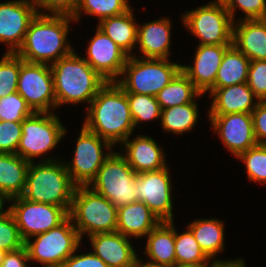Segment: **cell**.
I'll use <instances>...</instances> for the list:
<instances>
[{"label": "cell", "mask_w": 266, "mask_h": 267, "mask_svg": "<svg viewBox=\"0 0 266 267\" xmlns=\"http://www.w3.org/2000/svg\"><path fill=\"white\" fill-rule=\"evenodd\" d=\"M84 127L112 146L123 143L135 129L127 94L116 81L106 82L89 104Z\"/></svg>", "instance_id": "1"}, {"label": "cell", "mask_w": 266, "mask_h": 267, "mask_svg": "<svg viewBox=\"0 0 266 267\" xmlns=\"http://www.w3.org/2000/svg\"><path fill=\"white\" fill-rule=\"evenodd\" d=\"M74 21L70 15L43 14L38 11L30 22L23 43L15 53L24 61L32 63H55L69 55L74 49L66 42L69 22Z\"/></svg>", "instance_id": "2"}, {"label": "cell", "mask_w": 266, "mask_h": 267, "mask_svg": "<svg viewBox=\"0 0 266 267\" xmlns=\"http://www.w3.org/2000/svg\"><path fill=\"white\" fill-rule=\"evenodd\" d=\"M54 78L57 107L65 103H91L99 89L107 82L84 58L73 50L50 65Z\"/></svg>", "instance_id": "3"}, {"label": "cell", "mask_w": 266, "mask_h": 267, "mask_svg": "<svg viewBox=\"0 0 266 267\" xmlns=\"http://www.w3.org/2000/svg\"><path fill=\"white\" fill-rule=\"evenodd\" d=\"M45 159L36 165L30 162L23 198L65 208L71 207L76 185L72 182L66 166L61 161Z\"/></svg>", "instance_id": "4"}, {"label": "cell", "mask_w": 266, "mask_h": 267, "mask_svg": "<svg viewBox=\"0 0 266 267\" xmlns=\"http://www.w3.org/2000/svg\"><path fill=\"white\" fill-rule=\"evenodd\" d=\"M117 211L115 205L89 186H76L68 215L82 240L86 233L90 237L115 232Z\"/></svg>", "instance_id": "5"}, {"label": "cell", "mask_w": 266, "mask_h": 267, "mask_svg": "<svg viewBox=\"0 0 266 267\" xmlns=\"http://www.w3.org/2000/svg\"><path fill=\"white\" fill-rule=\"evenodd\" d=\"M168 60L129 56L121 75L124 78L116 82L125 93L156 96L181 71L182 65Z\"/></svg>", "instance_id": "6"}, {"label": "cell", "mask_w": 266, "mask_h": 267, "mask_svg": "<svg viewBox=\"0 0 266 267\" xmlns=\"http://www.w3.org/2000/svg\"><path fill=\"white\" fill-rule=\"evenodd\" d=\"M136 176L123 154L111 152L88 186L119 208L138 201Z\"/></svg>", "instance_id": "7"}, {"label": "cell", "mask_w": 266, "mask_h": 267, "mask_svg": "<svg viewBox=\"0 0 266 267\" xmlns=\"http://www.w3.org/2000/svg\"><path fill=\"white\" fill-rule=\"evenodd\" d=\"M32 237H36L34 242L27 239L24 243L29 260L43 267H61L79 249L81 240L69 217L59 226Z\"/></svg>", "instance_id": "8"}, {"label": "cell", "mask_w": 266, "mask_h": 267, "mask_svg": "<svg viewBox=\"0 0 266 267\" xmlns=\"http://www.w3.org/2000/svg\"><path fill=\"white\" fill-rule=\"evenodd\" d=\"M21 130L16 154L28 162L53 150L66 133L65 126L52 112H34L22 121Z\"/></svg>", "instance_id": "9"}, {"label": "cell", "mask_w": 266, "mask_h": 267, "mask_svg": "<svg viewBox=\"0 0 266 267\" xmlns=\"http://www.w3.org/2000/svg\"><path fill=\"white\" fill-rule=\"evenodd\" d=\"M182 21L199 38V45L232 44L234 22L224 3L211 2L185 12Z\"/></svg>", "instance_id": "10"}, {"label": "cell", "mask_w": 266, "mask_h": 267, "mask_svg": "<svg viewBox=\"0 0 266 267\" xmlns=\"http://www.w3.org/2000/svg\"><path fill=\"white\" fill-rule=\"evenodd\" d=\"M9 201H13L9 209L24 241L59 226L69 217L68 211L60 206L32 202L22 196Z\"/></svg>", "instance_id": "11"}, {"label": "cell", "mask_w": 266, "mask_h": 267, "mask_svg": "<svg viewBox=\"0 0 266 267\" xmlns=\"http://www.w3.org/2000/svg\"><path fill=\"white\" fill-rule=\"evenodd\" d=\"M17 92L34 112H49L57 107L50 65L27 62L20 57Z\"/></svg>", "instance_id": "12"}, {"label": "cell", "mask_w": 266, "mask_h": 267, "mask_svg": "<svg viewBox=\"0 0 266 267\" xmlns=\"http://www.w3.org/2000/svg\"><path fill=\"white\" fill-rule=\"evenodd\" d=\"M103 146L108 150L112 148L108 141L82 126L76 142L74 157L69 164L64 162L70 178L76 186H88L96 177L104 160L112 152L110 150L109 153L103 154Z\"/></svg>", "instance_id": "13"}, {"label": "cell", "mask_w": 266, "mask_h": 267, "mask_svg": "<svg viewBox=\"0 0 266 267\" xmlns=\"http://www.w3.org/2000/svg\"><path fill=\"white\" fill-rule=\"evenodd\" d=\"M167 167L136 176L138 201L144 202L161 222H172V187Z\"/></svg>", "instance_id": "14"}, {"label": "cell", "mask_w": 266, "mask_h": 267, "mask_svg": "<svg viewBox=\"0 0 266 267\" xmlns=\"http://www.w3.org/2000/svg\"><path fill=\"white\" fill-rule=\"evenodd\" d=\"M38 11L32 0L0 3V42L8 44L6 53L15 54L19 50Z\"/></svg>", "instance_id": "15"}, {"label": "cell", "mask_w": 266, "mask_h": 267, "mask_svg": "<svg viewBox=\"0 0 266 267\" xmlns=\"http://www.w3.org/2000/svg\"><path fill=\"white\" fill-rule=\"evenodd\" d=\"M214 132H217L224 146L238 157L249 148L256 146L251 113L209 115Z\"/></svg>", "instance_id": "16"}, {"label": "cell", "mask_w": 266, "mask_h": 267, "mask_svg": "<svg viewBox=\"0 0 266 267\" xmlns=\"http://www.w3.org/2000/svg\"><path fill=\"white\" fill-rule=\"evenodd\" d=\"M87 55L85 61L107 82L118 80L129 57L98 27L90 40Z\"/></svg>", "instance_id": "17"}, {"label": "cell", "mask_w": 266, "mask_h": 267, "mask_svg": "<svg viewBox=\"0 0 266 267\" xmlns=\"http://www.w3.org/2000/svg\"><path fill=\"white\" fill-rule=\"evenodd\" d=\"M232 44L198 45L194 65H182L181 71L194 86L205 94L214 84L225 51Z\"/></svg>", "instance_id": "18"}, {"label": "cell", "mask_w": 266, "mask_h": 267, "mask_svg": "<svg viewBox=\"0 0 266 267\" xmlns=\"http://www.w3.org/2000/svg\"><path fill=\"white\" fill-rule=\"evenodd\" d=\"M94 254L100 257L108 267H133L137 254L129 237L121 233H98L89 237Z\"/></svg>", "instance_id": "19"}, {"label": "cell", "mask_w": 266, "mask_h": 267, "mask_svg": "<svg viewBox=\"0 0 266 267\" xmlns=\"http://www.w3.org/2000/svg\"><path fill=\"white\" fill-rule=\"evenodd\" d=\"M207 92H210L213 98L209 115L251 113L258 104V98L253 94L247 82L224 88H210Z\"/></svg>", "instance_id": "20"}, {"label": "cell", "mask_w": 266, "mask_h": 267, "mask_svg": "<svg viewBox=\"0 0 266 267\" xmlns=\"http://www.w3.org/2000/svg\"><path fill=\"white\" fill-rule=\"evenodd\" d=\"M127 138L122 145L126 149L125 159L135 173H144L163 169L166 166L165 155L161 147L148 136L138 135L135 139Z\"/></svg>", "instance_id": "21"}, {"label": "cell", "mask_w": 266, "mask_h": 267, "mask_svg": "<svg viewBox=\"0 0 266 267\" xmlns=\"http://www.w3.org/2000/svg\"><path fill=\"white\" fill-rule=\"evenodd\" d=\"M233 23L232 44L247 58L266 60V19H239Z\"/></svg>", "instance_id": "22"}, {"label": "cell", "mask_w": 266, "mask_h": 267, "mask_svg": "<svg viewBox=\"0 0 266 267\" xmlns=\"http://www.w3.org/2000/svg\"><path fill=\"white\" fill-rule=\"evenodd\" d=\"M171 23L166 17L138 25L137 43L142 58L170 59Z\"/></svg>", "instance_id": "23"}, {"label": "cell", "mask_w": 266, "mask_h": 267, "mask_svg": "<svg viewBox=\"0 0 266 267\" xmlns=\"http://www.w3.org/2000/svg\"><path fill=\"white\" fill-rule=\"evenodd\" d=\"M160 222L144 202L137 201L118 208L116 231L127 237L141 238Z\"/></svg>", "instance_id": "24"}, {"label": "cell", "mask_w": 266, "mask_h": 267, "mask_svg": "<svg viewBox=\"0 0 266 267\" xmlns=\"http://www.w3.org/2000/svg\"><path fill=\"white\" fill-rule=\"evenodd\" d=\"M144 254L151 262L176 267L174 222H160L147 234Z\"/></svg>", "instance_id": "25"}, {"label": "cell", "mask_w": 266, "mask_h": 267, "mask_svg": "<svg viewBox=\"0 0 266 267\" xmlns=\"http://www.w3.org/2000/svg\"><path fill=\"white\" fill-rule=\"evenodd\" d=\"M29 164L18 154L0 153V191L9 199L23 194Z\"/></svg>", "instance_id": "26"}, {"label": "cell", "mask_w": 266, "mask_h": 267, "mask_svg": "<svg viewBox=\"0 0 266 267\" xmlns=\"http://www.w3.org/2000/svg\"><path fill=\"white\" fill-rule=\"evenodd\" d=\"M97 27L128 56H132L131 51L137 44L138 24L134 21L131 8L121 15L101 20Z\"/></svg>", "instance_id": "27"}, {"label": "cell", "mask_w": 266, "mask_h": 267, "mask_svg": "<svg viewBox=\"0 0 266 267\" xmlns=\"http://www.w3.org/2000/svg\"><path fill=\"white\" fill-rule=\"evenodd\" d=\"M249 64L247 56L232 44L225 51L215 84L211 88H224L247 82Z\"/></svg>", "instance_id": "28"}, {"label": "cell", "mask_w": 266, "mask_h": 267, "mask_svg": "<svg viewBox=\"0 0 266 267\" xmlns=\"http://www.w3.org/2000/svg\"><path fill=\"white\" fill-rule=\"evenodd\" d=\"M201 250L210 259L224 249V224L218 219H196L187 226Z\"/></svg>", "instance_id": "29"}, {"label": "cell", "mask_w": 266, "mask_h": 267, "mask_svg": "<svg viewBox=\"0 0 266 267\" xmlns=\"http://www.w3.org/2000/svg\"><path fill=\"white\" fill-rule=\"evenodd\" d=\"M201 95L189 78L180 71L155 97L162 110L194 102V98Z\"/></svg>", "instance_id": "30"}, {"label": "cell", "mask_w": 266, "mask_h": 267, "mask_svg": "<svg viewBox=\"0 0 266 267\" xmlns=\"http://www.w3.org/2000/svg\"><path fill=\"white\" fill-rule=\"evenodd\" d=\"M198 105L191 102L161 110V125L164 131L182 134L192 131L198 120Z\"/></svg>", "instance_id": "31"}, {"label": "cell", "mask_w": 266, "mask_h": 267, "mask_svg": "<svg viewBox=\"0 0 266 267\" xmlns=\"http://www.w3.org/2000/svg\"><path fill=\"white\" fill-rule=\"evenodd\" d=\"M175 256L176 267H207L210 260L188 227L182 234L175 228Z\"/></svg>", "instance_id": "32"}, {"label": "cell", "mask_w": 266, "mask_h": 267, "mask_svg": "<svg viewBox=\"0 0 266 267\" xmlns=\"http://www.w3.org/2000/svg\"><path fill=\"white\" fill-rule=\"evenodd\" d=\"M131 8L127 0H78L72 18L76 22L83 11L85 14L99 17V21L121 15ZM82 10V11H81Z\"/></svg>", "instance_id": "33"}, {"label": "cell", "mask_w": 266, "mask_h": 267, "mask_svg": "<svg viewBox=\"0 0 266 267\" xmlns=\"http://www.w3.org/2000/svg\"><path fill=\"white\" fill-rule=\"evenodd\" d=\"M134 126L141 121L161 118V108L155 96L126 93Z\"/></svg>", "instance_id": "34"}, {"label": "cell", "mask_w": 266, "mask_h": 267, "mask_svg": "<svg viewBox=\"0 0 266 267\" xmlns=\"http://www.w3.org/2000/svg\"><path fill=\"white\" fill-rule=\"evenodd\" d=\"M237 158L244 162L250 181L266 183V144H257Z\"/></svg>", "instance_id": "35"}, {"label": "cell", "mask_w": 266, "mask_h": 267, "mask_svg": "<svg viewBox=\"0 0 266 267\" xmlns=\"http://www.w3.org/2000/svg\"><path fill=\"white\" fill-rule=\"evenodd\" d=\"M20 73V57L6 53L0 60V98L17 92Z\"/></svg>", "instance_id": "36"}, {"label": "cell", "mask_w": 266, "mask_h": 267, "mask_svg": "<svg viewBox=\"0 0 266 267\" xmlns=\"http://www.w3.org/2000/svg\"><path fill=\"white\" fill-rule=\"evenodd\" d=\"M33 113L34 111L18 92L0 98V121L22 122Z\"/></svg>", "instance_id": "37"}, {"label": "cell", "mask_w": 266, "mask_h": 267, "mask_svg": "<svg viewBox=\"0 0 266 267\" xmlns=\"http://www.w3.org/2000/svg\"><path fill=\"white\" fill-rule=\"evenodd\" d=\"M24 243L11 210L6 209L0 214V249L15 251L23 247Z\"/></svg>", "instance_id": "38"}, {"label": "cell", "mask_w": 266, "mask_h": 267, "mask_svg": "<svg viewBox=\"0 0 266 267\" xmlns=\"http://www.w3.org/2000/svg\"><path fill=\"white\" fill-rule=\"evenodd\" d=\"M224 5L233 22L237 7L246 14L243 19H266V0H226Z\"/></svg>", "instance_id": "39"}, {"label": "cell", "mask_w": 266, "mask_h": 267, "mask_svg": "<svg viewBox=\"0 0 266 267\" xmlns=\"http://www.w3.org/2000/svg\"><path fill=\"white\" fill-rule=\"evenodd\" d=\"M21 128L22 122L0 121V153L16 154Z\"/></svg>", "instance_id": "40"}, {"label": "cell", "mask_w": 266, "mask_h": 267, "mask_svg": "<svg viewBox=\"0 0 266 267\" xmlns=\"http://www.w3.org/2000/svg\"><path fill=\"white\" fill-rule=\"evenodd\" d=\"M247 84L258 101H266V60L250 61Z\"/></svg>", "instance_id": "41"}, {"label": "cell", "mask_w": 266, "mask_h": 267, "mask_svg": "<svg viewBox=\"0 0 266 267\" xmlns=\"http://www.w3.org/2000/svg\"><path fill=\"white\" fill-rule=\"evenodd\" d=\"M40 9L49 11L51 14H62L72 16L78 5V0H32Z\"/></svg>", "instance_id": "42"}, {"label": "cell", "mask_w": 266, "mask_h": 267, "mask_svg": "<svg viewBox=\"0 0 266 267\" xmlns=\"http://www.w3.org/2000/svg\"><path fill=\"white\" fill-rule=\"evenodd\" d=\"M251 114L256 142L266 144V101H258Z\"/></svg>", "instance_id": "43"}, {"label": "cell", "mask_w": 266, "mask_h": 267, "mask_svg": "<svg viewBox=\"0 0 266 267\" xmlns=\"http://www.w3.org/2000/svg\"><path fill=\"white\" fill-rule=\"evenodd\" d=\"M61 267H108V265L91 251L78 255H75L74 252L65 260Z\"/></svg>", "instance_id": "44"}, {"label": "cell", "mask_w": 266, "mask_h": 267, "mask_svg": "<svg viewBox=\"0 0 266 267\" xmlns=\"http://www.w3.org/2000/svg\"><path fill=\"white\" fill-rule=\"evenodd\" d=\"M29 261L26 247L23 246L18 250L7 252L1 267H28Z\"/></svg>", "instance_id": "45"}, {"label": "cell", "mask_w": 266, "mask_h": 267, "mask_svg": "<svg viewBox=\"0 0 266 267\" xmlns=\"http://www.w3.org/2000/svg\"><path fill=\"white\" fill-rule=\"evenodd\" d=\"M244 259H236V260H215L211 263V266L209 267H245L244 265ZM207 266V267H208Z\"/></svg>", "instance_id": "46"}, {"label": "cell", "mask_w": 266, "mask_h": 267, "mask_svg": "<svg viewBox=\"0 0 266 267\" xmlns=\"http://www.w3.org/2000/svg\"><path fill=\"white\" fill-rule=\"evenodd\" d=\"M133 267H168L162 264L155 262L147 261V263H142L141 260L137 257Z\"/></svg>", "instance_id": "47"}, {"label": "cell", "mask_w": 266, "mask_h": 267, "mask_svg": "<svg viewBox=\"0 0 266 267\" xmlns=\"http://www.w3.org/2000/svg\"><path fill=\"white\" fill-rule=\"evenodd\" d=\"M7 199L9 201V198L4 193H2L0 191V214H2L3 212L6 211V210L3 209V207H4V204L3 203H4V201H7Z\"/></svg>", "instance_id": "48"}, {"label": "cell", "mask_w": 266, "mask_h": 267, "mask_svg": "<svg viewBox=\"0 0 266 267\" xmlns=\"http://www.w3.org/2000/svg\"><path fill=\"white\" fill-rule=\"evenodd\" d=\"M6 253L7 252L5 250L0 249V267H1L2 263H3V261H4V257H5Z\"/></svg>", "instance_id": "49"}, {"label": "cell", "mask_w": 266, "mask_h": 267, "mask_svg": "<svg viewBox=\"0 0 266 267\" xmlns=\"http://www.w3.org/2000/svg\"><path fill=\"white\" fill-rule=\"evenodd\" d=\"M226 0H215V1H212V2H216V3H224Z\"/></svg>", "instance_id": "50"}]
</instances>
